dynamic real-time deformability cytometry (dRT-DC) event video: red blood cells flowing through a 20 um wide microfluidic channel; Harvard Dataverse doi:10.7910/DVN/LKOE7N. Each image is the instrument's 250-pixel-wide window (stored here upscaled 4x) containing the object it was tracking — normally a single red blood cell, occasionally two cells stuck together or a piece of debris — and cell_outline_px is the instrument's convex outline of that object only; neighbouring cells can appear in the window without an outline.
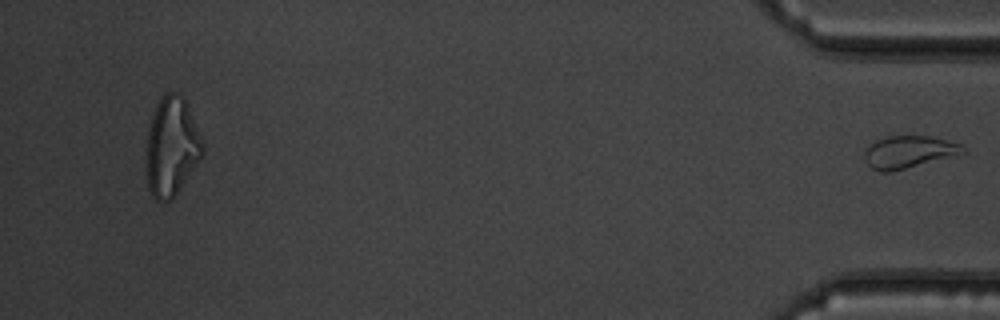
{"species": "common noctule bat (a hibernating species)", "species_latin": "Nyctalus noctula", "temperature_condition": "warm", "stored_images_in_passage": 43, "segment_of_instrument_passage": [2, 2], "camera_frame_rate_fps": 3000, "um_per_image_px": 0.085, "animal": {"sex": "male", "body_mass_g": 19.5, "forearm_length_mm": 54.6}, "frame": {"image": 1, "passage_image": 43, "time_ms": 14.0, "image_size_px": [1000, 320], "cell_outline_px": [[968, 152], [892, 172], [880, 172], [872, 168], [864, 160], [864, 152], [876, 140], [888, 136], [928, 136], [960, 144]], "centroid_in_image_um": [77.23, 12.93], "position_along_channel_um": 358.0, "area_um2": 18.32}}